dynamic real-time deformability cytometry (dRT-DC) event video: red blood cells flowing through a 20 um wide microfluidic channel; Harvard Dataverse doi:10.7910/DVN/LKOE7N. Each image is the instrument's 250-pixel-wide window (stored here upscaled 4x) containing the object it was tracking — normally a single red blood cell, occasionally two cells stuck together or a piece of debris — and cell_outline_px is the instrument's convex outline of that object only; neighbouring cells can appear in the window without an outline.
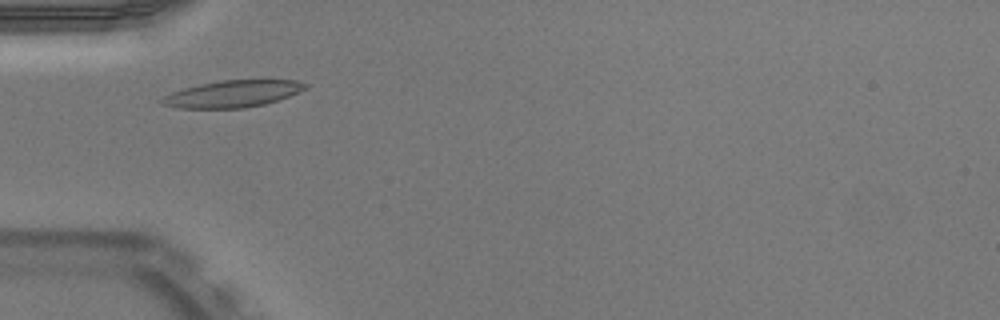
{"species": "Egyptian fruit bat (a non-hibernating species)", "species_latin": "Rousettus aegyptiacus", "temperature_condition": "warm", "stored_images_in_passage": 42, "camera_frame_rate_fps": 3000, "um_per_image_px": 0.085, "animal": {"sex": "male"}, "frame": {"image": 1, "passage_image": 7, "time_ms": 2.0, "image_size_px": [1000, 320], "cell_outline_px": [[308, 84], [304, 88], [288, 96], [264, 104], [244, 108], [180, 108], [160, 104], [156, 100], [172, 92], [184, 88], [200, 84], [224, 80], [296, 80]], "centroid_in_image_um": [19.69, 7.98], "position_along_channel_um": 65.3, "area_um2": 22.2}, "authors_computed_cell_mechanics": {"area_um2": 22.1663, "velocity_mm_per_s": 3.9118, "shape_relaxation_time_tau1_ms": null, "shape_relaxation_time_tau2_ms": 5.2796, "deformation_change_tau1": null, "deformation_change_tau2": 0.1263}}